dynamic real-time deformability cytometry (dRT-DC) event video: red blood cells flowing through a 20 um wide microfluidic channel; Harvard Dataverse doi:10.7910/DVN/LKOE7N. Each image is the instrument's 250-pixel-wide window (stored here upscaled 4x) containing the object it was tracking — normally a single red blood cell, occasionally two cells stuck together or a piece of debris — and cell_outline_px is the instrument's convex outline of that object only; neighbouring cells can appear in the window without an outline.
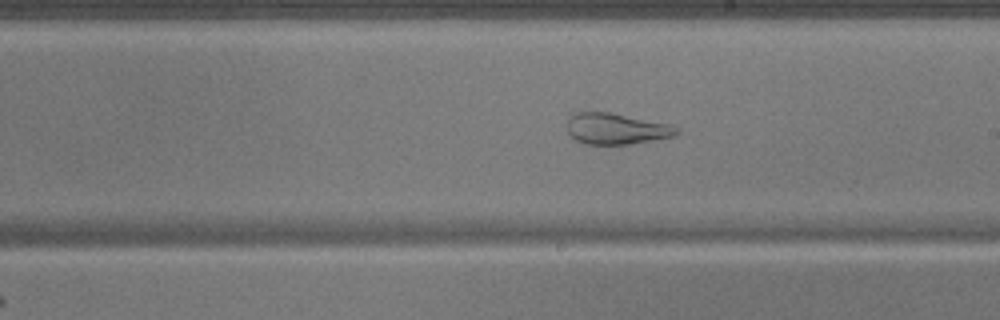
{"species": "common noctule bat (a hibernating species)", "species_latin": "Nyctalus noctula", "temperature_condition": "warm", "stored_images_in_passage": 50, "camera_frame_rate_fps": 3000, "um_per_image_px": 0.085, "animal": {"sex": "male", "body_mass_g": 17.9}, "frame": {"image": 1, "passage_image": 29, "time_ms": 9.333, "image_size_px": [1000, 320], "cell_outline_px": [[680, 132], [676, 136], [628, 144], [584, 144], [576, 140], [568, 132], [568, 120], [576, 112], [608, 112], [672, 124], [680, 128]], "centroid_in_image_um": [52.44, 10.94], "position_along_channel_um": 236.6, "area_um2": 19.83}}
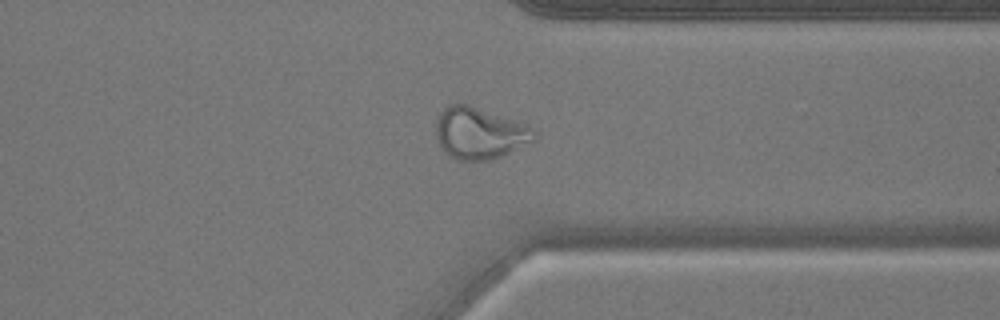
{"frame": {"image": 2, "passage_image": 39, "time_ms": 12.667, "image_size_px": [1000, 320], "cell_outline_px": [[540, 136], [536, 140], [500, 156], [488, 160], [456, 160], [448, 156], [440, 144], [436, 132], [436, 120], [440, 112], [448, 104], [468, 104], [532, 128]], "centroid_in_image_um": [40.74, 11.33], "position_along_channel_um": 370.7, "area_um2": 29.07}}
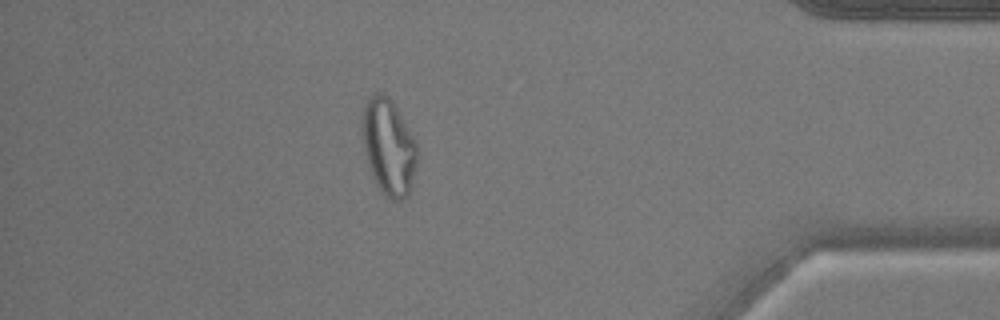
{"frame": {"image": 3, "passage_image": 44, "time_ms": 14.333, "image_size_px": [1000, 320], "cell_outline_px": [[420, 152], [412, 184], [408, 196], [404, 200], [392, 200], [384, 196], [380, 192], [376, 184], [364, 148], [364, 108], [368, 100], [376, 92], [380, 92], [388, 96], [396, 108], [416, 140]], "centroid_in_image_um": [33.11, 12.56], "position_along_channel_um": 402.1, "area_um2": 30.46}}